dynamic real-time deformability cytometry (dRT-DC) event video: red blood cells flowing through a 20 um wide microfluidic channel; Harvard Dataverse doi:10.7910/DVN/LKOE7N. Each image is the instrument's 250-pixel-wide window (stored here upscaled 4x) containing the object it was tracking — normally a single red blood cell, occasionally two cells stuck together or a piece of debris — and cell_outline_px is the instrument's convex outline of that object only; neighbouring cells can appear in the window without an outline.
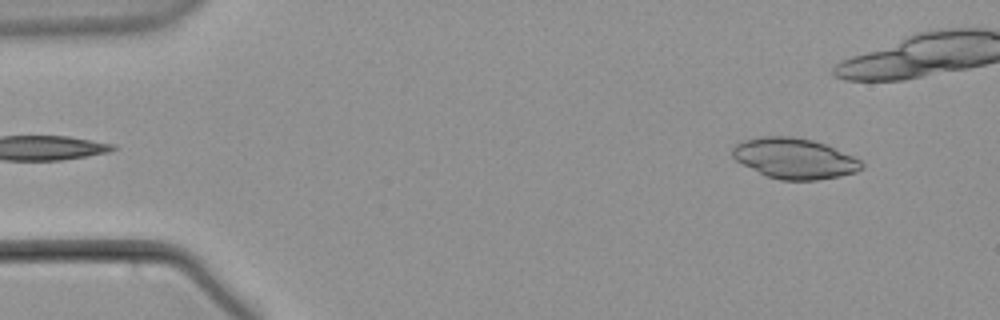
{"species": "common noctule bat (a hibernating species)", "species_latin": "Nyctalus noctula", "temperature_condition": "warm", "stored_images_in_passage": 44, "camera_frame_rate_fps": 3000, "um_per_image_px": 0.085, "animal": {"sex": "male", "body_mass_g": 21.5, "forearm_length_mm": 52.0}, "frame": {"image": 1, "passage_image": 5, "time_ms": 1.333, "image_size_px": [1000, 320], "cell_outline_px": [[864, 168], [856, 172], [840, 176], [816, 180], [780, 180], [768, 176], [736, 160], [732, 156], [732, 148], [736, 144], [744, 140], [760, 136], [792, 136], [812, 140], [824, 144], [852, 156], [860, 160], [864, 164]], "centroid_in_image_um": [67.54, 13.46], "position_along_channel_um": 17.5, "area_um2": 30.23}}